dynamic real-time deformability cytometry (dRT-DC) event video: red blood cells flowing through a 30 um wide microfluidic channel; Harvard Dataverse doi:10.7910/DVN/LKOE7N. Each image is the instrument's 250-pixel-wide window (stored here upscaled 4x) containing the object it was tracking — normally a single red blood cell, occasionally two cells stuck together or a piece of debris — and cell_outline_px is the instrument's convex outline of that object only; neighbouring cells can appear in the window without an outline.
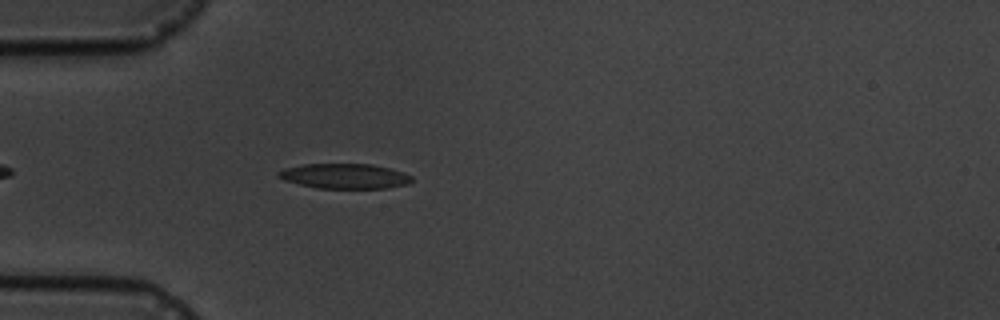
{"species": "common noctule bat (a hibernating species)", "species_latin": "Nyctalus noctula", "temperature_condition": "cold", "stored_images_in_passage": 4, "camera_frame_rate_fps": 3000, "um_per_image_px": 0.085, "animal": {"sex": "male", "body_mass_g": 19.5, "forearm_length_mm": 54.6}, "frame": {"image": 1, "passage_image": 4, "time_ms": 3.333, "image_size_px": [1000, 320], "cell_outline_px": [[412, 180], [408, 184], [388, 188], [316, 188], [284, 180], [276, 176], [276, 172], [284, 168], [304, 164], [372, 164], [404, 172], [412, 176]], "centroid_in_image_um": [29.28, 14.97], "position_along_channel_um": 55.7, "area_um2": 19.48}}